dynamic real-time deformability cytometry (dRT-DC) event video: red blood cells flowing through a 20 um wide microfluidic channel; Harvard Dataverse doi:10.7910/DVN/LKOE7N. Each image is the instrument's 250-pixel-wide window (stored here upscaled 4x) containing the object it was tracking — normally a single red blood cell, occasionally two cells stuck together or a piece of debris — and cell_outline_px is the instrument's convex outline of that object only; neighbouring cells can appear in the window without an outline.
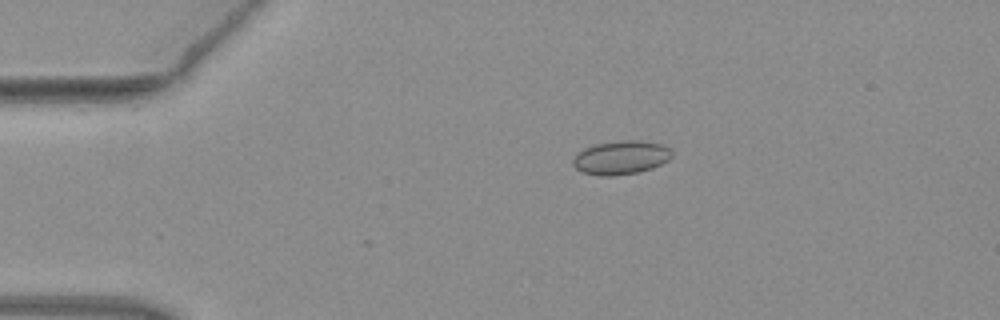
{"species": "common noctule bat (a hibernating species)", "species_latin": "Nyctalus noctula", "temperature_condition": "warm", "stored_images_in_passage": 4, "camera_frame_rate_fps": 3000, "um_per_image_px": 0.085, "animal": {"sex": "female", "body_mass_g": 19.3, "forearm_length_mm": 54.1}, "frame": {"image": 1, "passage_image": 1, "time_ms": 0.0, "image_size_px": [1000, 320], "cell_outline_px": [[672, 156], [668, 160], [652, 168], [640, 172], [612, 176], [600, 176], [584, 172], [576, 168], [572, 164], [572, 160], [576, 152], [592, 144], [624, 140], [640, 140], [664, 144], [672, 152]], "centroid_in_image_um": [52.76, 13.38], "position_along_channel_um": 32.2, "area_um2": 19.65}}
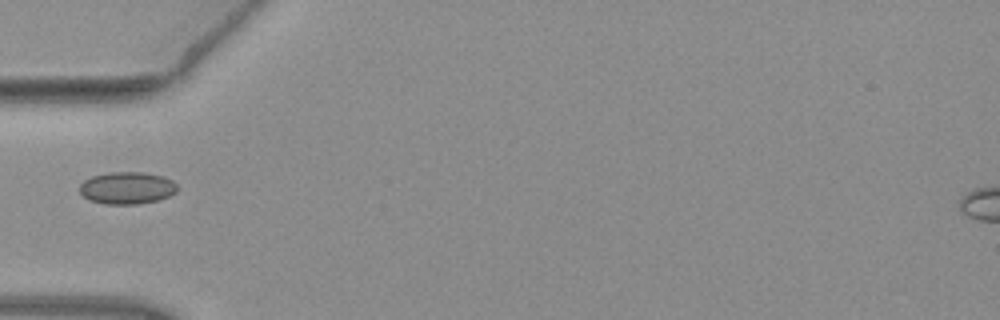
{"frame": {"image": 2, "passage_image": 3, "time_ms": 0.667, "image_size_px": [1000, 320], "cell_outline_px": [[176, 192], [168, 196], [156, 200], [136, 204], [104, 204], [88, 200], [80, 192], [80, 184], [84, 180], [92, 176], [108, 172], [144, 172], [164, 176], [172, 180], [176, 184]], "centroid_in_image_um": [10.78, 15.97], "position_along_channel_um": 74.2, "area_um2": 18.32}}
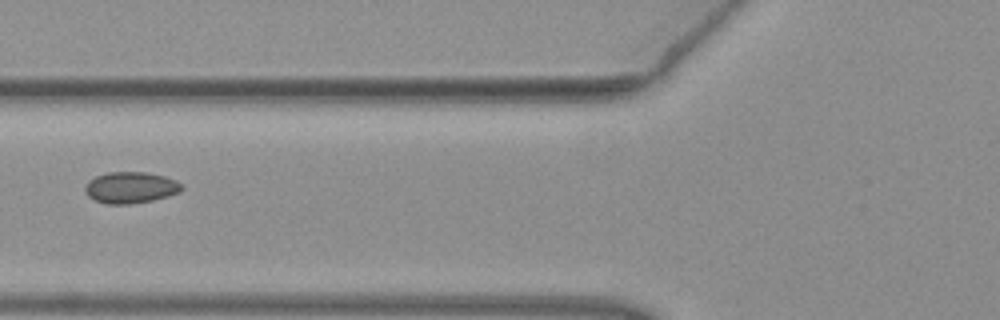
{"frame": {"image": 3, "passage_image": 4, "time_ms": 1.0, "image_size_px": [1000, 320], "cell_outline_px": [[184, 188], [180, 192], [168, 196], [152, 200], [132, 204], [108, 204], [96, 200], [88, 196], [84, 192], [84, 188], [88, 180], [96, 176], [108, 172], [144, 172], [164, 176], [176, 180]], "centroid_in_image_um": [11.09, 15.94], "position_along_channel_um": 114.7, "area_um2": 17.69}}